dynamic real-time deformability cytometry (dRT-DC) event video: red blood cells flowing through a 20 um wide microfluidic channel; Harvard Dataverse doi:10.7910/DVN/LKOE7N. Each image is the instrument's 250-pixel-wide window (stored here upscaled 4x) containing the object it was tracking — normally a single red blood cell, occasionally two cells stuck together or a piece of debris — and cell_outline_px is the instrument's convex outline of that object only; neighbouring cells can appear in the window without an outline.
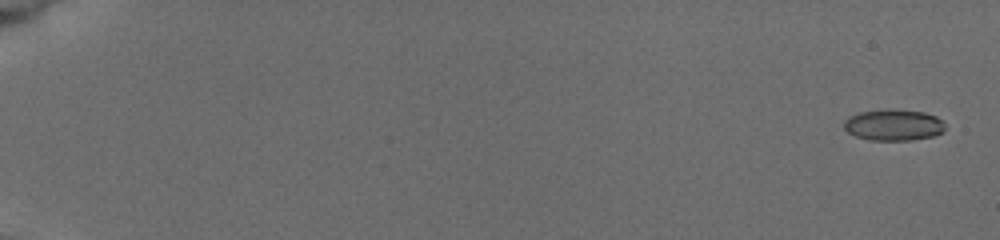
{"species": "common noctule bat (a hibernating species)", "species_latin": "Nyctalus noctula", "temperature_condition": "cold", "stored_images_in_passage": 9, "camera_frame_rate_fps": 3000, "um_per_image_px": 0.085, "animal": {"sex": "female", "body_mass_g": 19.5, "forearm_length_mm": 54.1}, "frame": {"image": 1, "passage_image": 1, "time_ms": 0.0, "image_size_px": [1000, 240], "cell_outline_px": [[944, 132], [932, 136], [912, 140], [868, 140], [856, 136], [848, 132], [844, 128], [844, 120], [848, 116], [860, 112], [924, 112], [936, 116], [944, 120]], "centroid_in_image_um": [75.97, 10.67], "position_along_channel_um": 9.0, "area_um2": 17.74}}
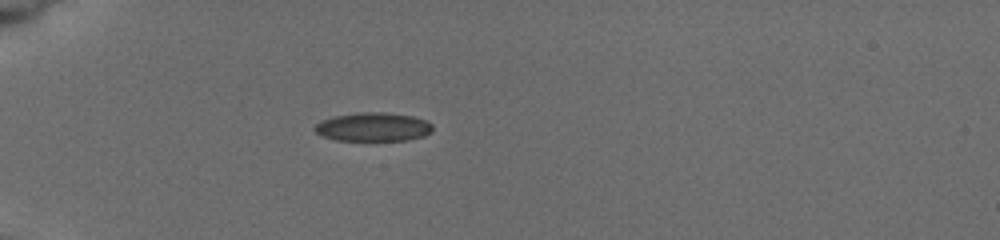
{"frame": {"image": 2, "passage_image": 6, "time_ms": 5.667, "image_size_px": [1000, 240], "cell_outline_px": [[432, 132], [424, 136], [404, 140], [336, 140], [324, 136], [316, 132], [312, 128], [320, 120], [336, 116], [360, 112], [384, 112], [412, 116], [424, 120], [432, 124]], "centroid_in_image_um": [31.71, 10.79], "position_along_channel_um": 53.3, "area_um2": 19.59}}
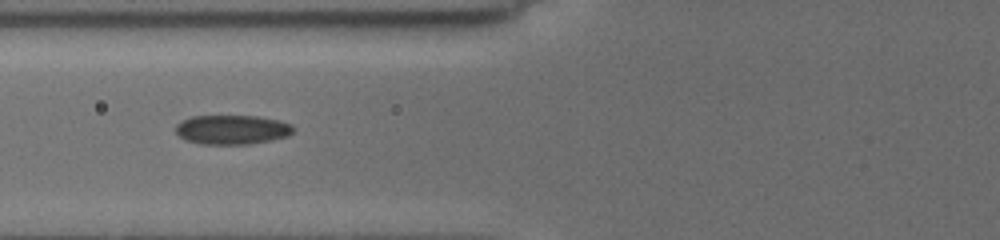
{"frame": {"image": 3, "passage_image": 8, "time_ms": 7.667, "image_size_px": [1000, 240], "cell_outline_px": [[296, 128], [288, 136], [272, 140], [248, 144], [200, 144], [184, 140], [176, 132], [176, 124], [180, 120], [192, 116], [260, 116], [280, 120], [292, 124]], "centroid_in_image_um": [19.74, 11.01], "position_along_channel_um": 106.1, "area_um2": 20.4}}